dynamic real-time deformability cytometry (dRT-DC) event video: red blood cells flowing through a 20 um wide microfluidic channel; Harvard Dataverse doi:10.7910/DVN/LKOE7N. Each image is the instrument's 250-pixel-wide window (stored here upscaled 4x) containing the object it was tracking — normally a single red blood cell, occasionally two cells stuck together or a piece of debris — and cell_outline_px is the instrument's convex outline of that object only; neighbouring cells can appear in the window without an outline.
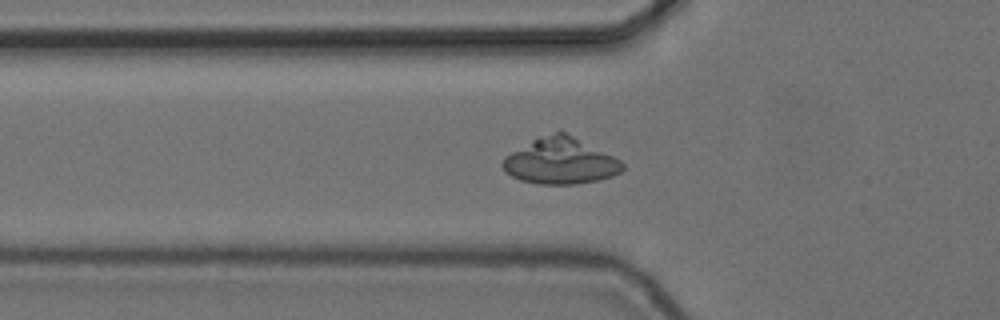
{"species": "common noctule bat (a hibernating species)", "species_latin": "Nyctalus noctula", "temperature_condition": "cold", "stored_images_in_passage": 57, "camera_frame_rate_fps": 3000, "um_per_image_px": 0.085, "animal": {"sex": "female", "body_mass_g": 24.6, "forearm_length_mm": 56.2}, "frame": {"image": 1, "passage_image": 21, "time_ms": 6.667, "image_size_px": [1000, 320], "cell_outline_px": [[624, 168], [620, 172], [612, 176], [596, 180], [576, 184], [540, 184], [520, 180], [512, 176], [500, 164], [504, 156], [532, 140], [540, 136], [560, 128], [620, 160], [624, 164]], "centroid_in_image_um": [47.62, 13.66], "position_along_channel_um": 78.2, "area_um2": 32.31}}
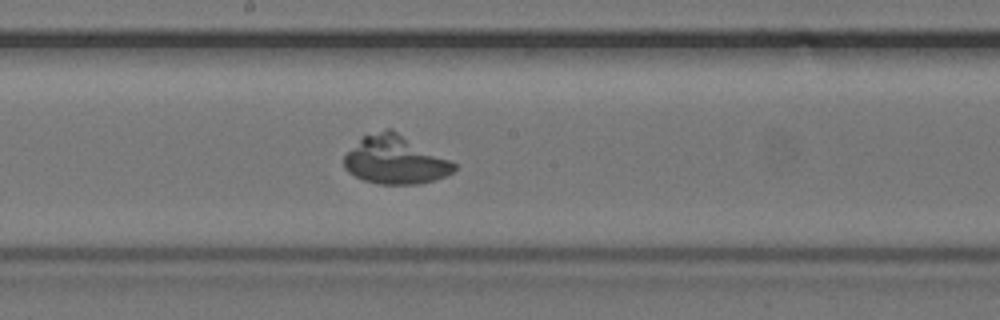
{"frame": {"image": 2, "passage_image": 32, "time_ms": 10.333, "image_size_px": [1000, 320], "cell_outline_px": [[456, 168], [452, 172], [444, 176], [420, 184], [380, 184], [364, 180], [348, 172], [344, 168], [344, 156], [364, 136], [388, 128], [392, 128], [456, 164]], "centroid_in_image_um": [33.59, 13.6], "position_along_channel_um": 214.6, "area_um2": 30.46}}
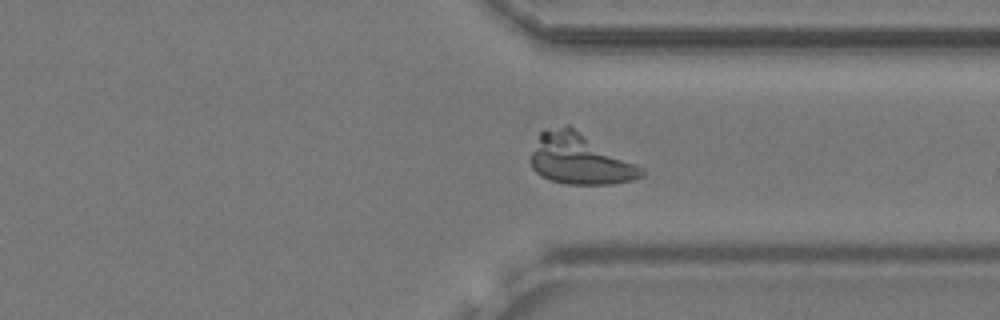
{"frame": {"image": 3, "passage_image": 44, "time_ms": 14.333, "image_size_px": [1000, 320], "cell_outline_px": [[644, 176], [632, 180], [612, 184], [568, 184], [552, 180], [540, 176], [532, 168], [532, 152], [540, 132], [568, 124], [644, 168]], "centroid_in_image_um": [49.31, 13.53], "position_along_channel_um": 362.1, "area_um2": 32.37}}